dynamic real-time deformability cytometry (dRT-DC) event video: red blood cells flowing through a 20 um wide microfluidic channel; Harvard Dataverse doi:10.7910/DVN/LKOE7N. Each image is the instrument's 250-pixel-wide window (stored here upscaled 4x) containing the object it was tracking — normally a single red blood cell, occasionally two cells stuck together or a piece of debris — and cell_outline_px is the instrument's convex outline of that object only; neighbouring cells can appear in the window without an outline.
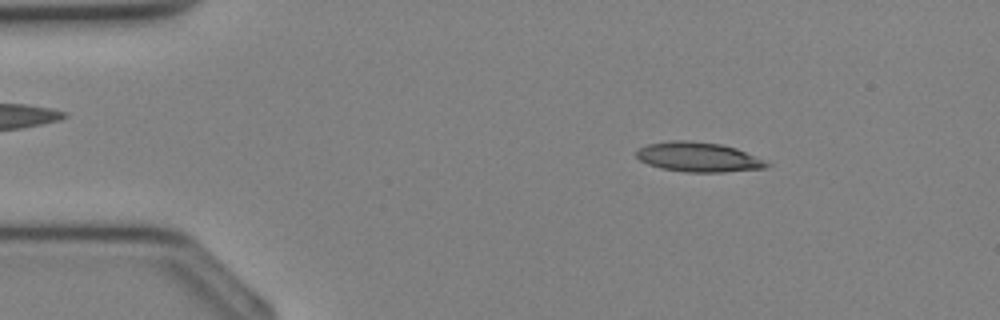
{"species": "Egyptian fruit bat (a non-hibernating species)", "species_latin": "Rousettus aegyptiacus", "temperature_condition": "cold", "stored_images_in_passage": 30, "camera_frame_rate_fps": 3000, "um_per_image_px": 0.085, "animal": {"sex": "female"}, "frame": {"image": 1, "passage_image": 1, "time_ms": 0.0, "image_size_px": [1000, 320], "cell_outline_px": [[772, 164], [768, 168], [724, 172], [688, 172], [660, 168], [648, 164], [640, 160], [636, 156], [636, 148], [648, 144], [672, 140], [688, 140], [720, 144], [736, 148], [764, 160]], "centroid_in_image_um": [59.36, 13.35], "position_along_channel_um": 25.6, "area_um2": 22.6}}
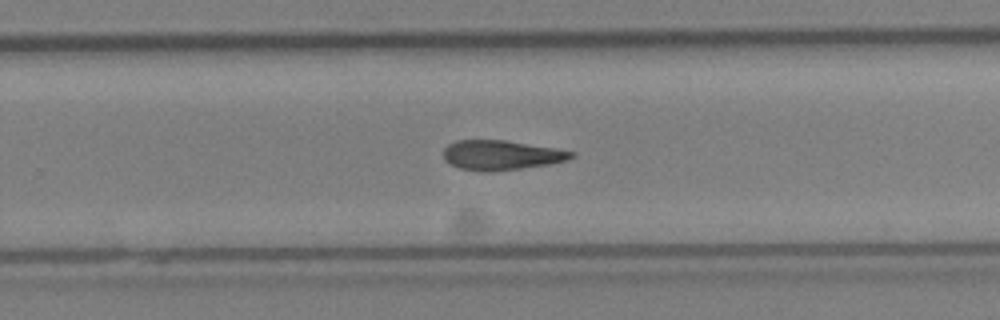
{"frame": {"image": 2, "passage_image": 18, "time_ms": 5.667, "image_size_px": [1000, 320], "cell_outline_px": [[576, 156], [568, 160], [548, 164], [520, 168], [488, 172], [480, 172], [460, 168], [444, 160], [444, 148], [448, 144], [456, 140], [504, 140], [556, 148], [576, 152]], "centroid_in_image_um": [42.62, 13.18], "position_along_channel_um": 287.2, "area_um2": 22.14}}
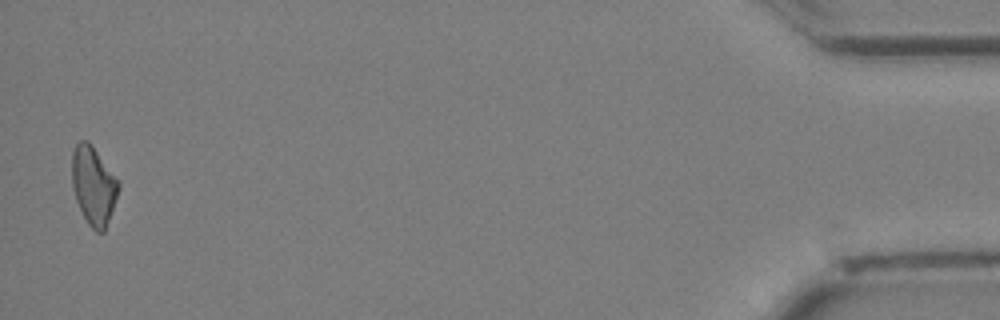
{"frame": {"image": 3, "passage_image": 30, "time_ms": 9.667, "image_size_px": [1000, 320], "cell_outline_px": [[120, 188], [104, 232], [96, 232], [88, 224], [76, 200], [72, 188], [72, 152], [76, 144], [80, 140], [88, 140], [120, 180]], "centroid_in_image_um": [7.96, 15.75], "position_along_channel_um": 427.2, "area_um2": 21.39}}